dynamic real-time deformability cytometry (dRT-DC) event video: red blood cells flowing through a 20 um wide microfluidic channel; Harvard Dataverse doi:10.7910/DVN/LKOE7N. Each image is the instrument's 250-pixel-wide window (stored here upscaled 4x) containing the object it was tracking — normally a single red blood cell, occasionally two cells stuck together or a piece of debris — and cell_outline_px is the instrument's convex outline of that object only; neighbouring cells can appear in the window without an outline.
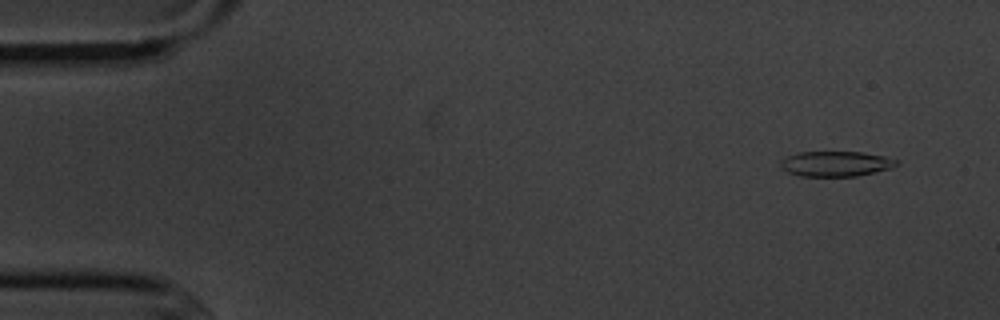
{"species": "common noctule bat (a hibernating species)", "species_latin": "Nyctalus noctula", "temperature_condition": "cold", "stored_images_in_passage": 5, "camera_frame_rate_fps": 3000, "um_per_image_px": 0.085, "animal": {"sex": "male", "body_mass_g": 20.1, "forearm_length_mm": 53.5}, "frame": {"image": 1, "passage_image": 1, "time_ms": 0.0, "image_size_px": [1000, 320], "cell_outline_px": [[900, 160], [892, 168], [856, 176], [800, 176], [788, 172], [780, 164], [780, 160], [788, 156], [800, 152], [864, 152], [888, 156]], "centroid_in_image_um": [71.1, 13.91], "position_along_channel_um": 13.9, "area_um2": 17.05}}